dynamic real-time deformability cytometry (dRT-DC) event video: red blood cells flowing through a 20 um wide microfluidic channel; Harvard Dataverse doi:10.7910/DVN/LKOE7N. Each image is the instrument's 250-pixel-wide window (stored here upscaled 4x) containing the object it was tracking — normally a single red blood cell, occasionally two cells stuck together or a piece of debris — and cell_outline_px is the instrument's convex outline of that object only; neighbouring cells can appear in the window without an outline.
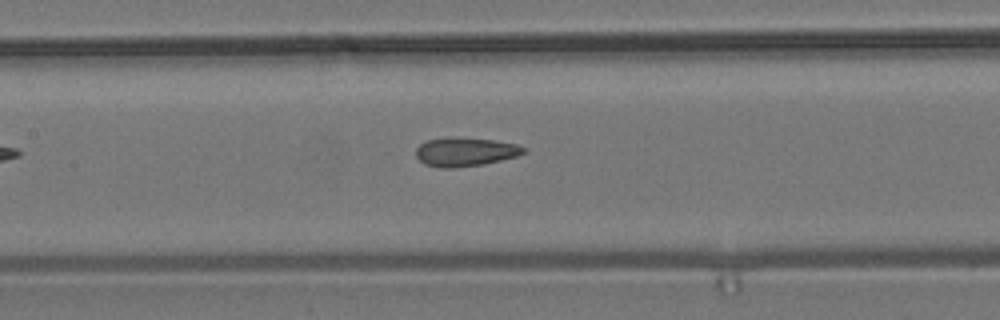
{"species": "common noctule bat (a hibernating species)", "species_latin": "Nyctalus noctula", "temperature_condition": "room temperature", "stored_images_in_passage": 9, "camera_frame_rate_fps": 3000, "um_per_image_px": 0.085, "animal": {"sex": "male", "body_mass_g": 19.2, "forearm_length_mm": 51.8}, "frame": {"image": 1, "passage_image": 9, "time_ms": 10.333, "image_size_px": [1000, 320], "cell_outline_px": [[528, 148], [524, 152], [516, 156], [484, 164], [452, 168], [440, 168], [424, 164], [416, 156], [416, 148], [420, 144], [428, 140], [492, 140], [516, 144]], "centroid_in_image_um": [39.56, 12.96], "position_along_channel_um": 167.8, "area_um2": 17.17}}